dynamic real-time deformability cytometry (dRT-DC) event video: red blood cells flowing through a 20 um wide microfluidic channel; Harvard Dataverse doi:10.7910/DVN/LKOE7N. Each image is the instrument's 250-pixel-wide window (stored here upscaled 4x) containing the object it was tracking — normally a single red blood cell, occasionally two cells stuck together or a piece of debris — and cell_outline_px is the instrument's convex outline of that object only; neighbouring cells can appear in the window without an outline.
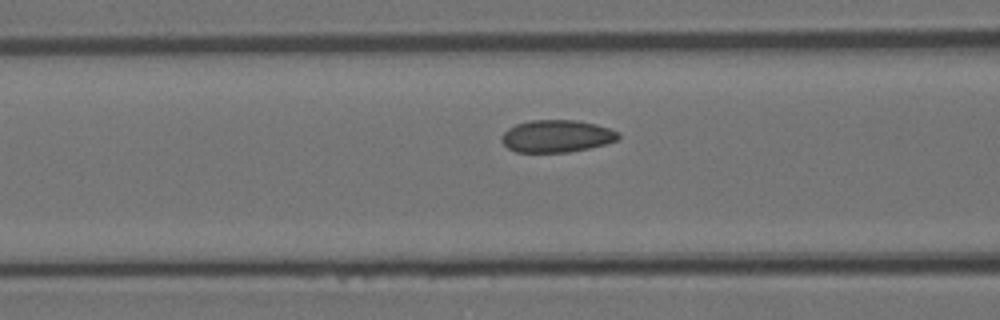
{"species": "Egyptian fruit bat (a non-hibernating species)", "species_latin": "Rousettus aegyptiacus", "temperature_condition": "room temperature", "stored_images_in_passage": 4, "camera_frame_rate_fps": 3000, "um_per_image_px": 0.085, "animal": {"sex": "female"}, "frame": {"image": 1, "passage_image": 3, "time_ms": 0.667, "image_size_px": [1000, 320], "cell_outline_px": [[620, 136], [616, 140], [604, 144], [588, 148], [568, 152], [516, 152], [508, 148], [500, 140], [500, 136], [508, 128], [516, 124], [528, 120], [576, 120], [596, 124], [620, 132]], "centroid_in_image_um": [47.28, 11.56], "position_along_channel_um": 119.3, "area_um2": 22.02}}